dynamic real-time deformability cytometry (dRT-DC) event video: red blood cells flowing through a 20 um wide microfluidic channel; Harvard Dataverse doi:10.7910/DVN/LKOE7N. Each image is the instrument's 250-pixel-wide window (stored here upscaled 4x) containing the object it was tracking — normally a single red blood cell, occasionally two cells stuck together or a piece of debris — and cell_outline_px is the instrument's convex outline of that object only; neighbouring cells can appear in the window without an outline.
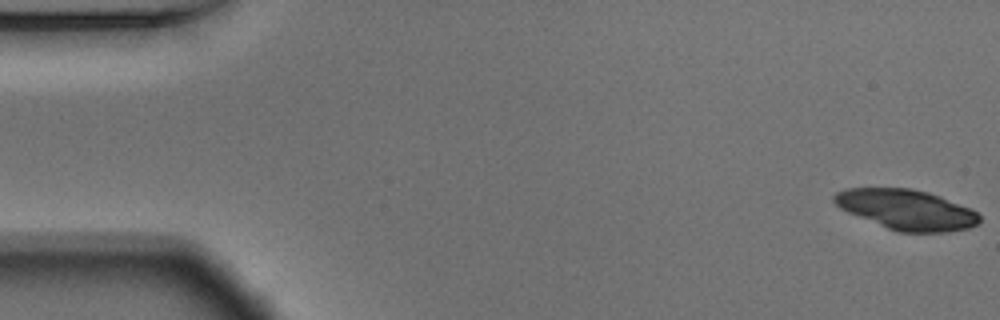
{"species": "Egyptian fruit bat (a non-hibernating species)", "species_latin": "Rousettus aegyptiacus", "temperature_condition": "warm", "stored_images_in_passage": 29, "camera_frame_rate_fps": 3000, "um_per_image_px": 0.085, "animal": {"sex": "male"}, "frame": {"image": 1, "passage_image": 1, "time_ms": 0.0, "image_size_px": [1000, 320], "cell_outline_px": [[980, 220], [976, 224], [968, 228], [948, 232], [900, 232], [888, 228], [848, 212], [840, 208], [832, 200], [832, 196], [836, 192], [844, 188], [912, 188], [928, 192], [940, 196], [972, 208], [980, 216]], "centroid_in_image_um": [77.05, 17.8], "position_along_channel_um": 7.9, "area_um2": 33.93}}
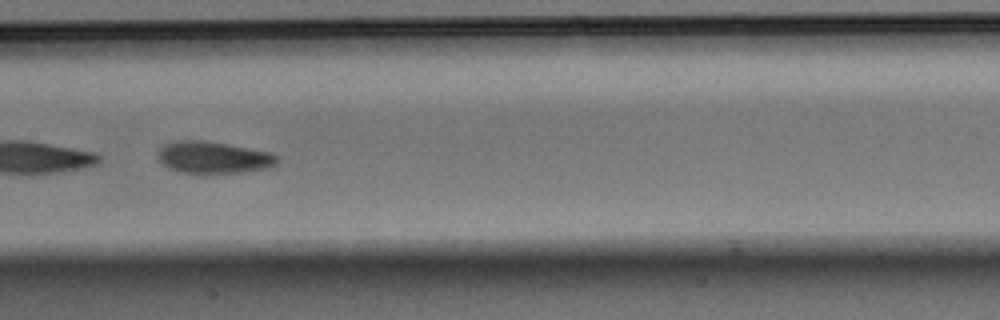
{"frame": {"image": 2, "passage_image": 27, "time_ms": 8.667, "image_size_px": [1000, 320], "cell_outline_px": [[276, 164], [264, 168], [244, 172], [208, 176], [204, 176], [176, 172], [160, 164], [156, 156], [156, 152], [164, 144], [176, 140], [200, 140], [228, 144], [272, 152], [276, 156]], "centroid_in_image_um": [18.03, 13.42], "position_along_channel_um": 189.4, "area_um2": 23.18}}